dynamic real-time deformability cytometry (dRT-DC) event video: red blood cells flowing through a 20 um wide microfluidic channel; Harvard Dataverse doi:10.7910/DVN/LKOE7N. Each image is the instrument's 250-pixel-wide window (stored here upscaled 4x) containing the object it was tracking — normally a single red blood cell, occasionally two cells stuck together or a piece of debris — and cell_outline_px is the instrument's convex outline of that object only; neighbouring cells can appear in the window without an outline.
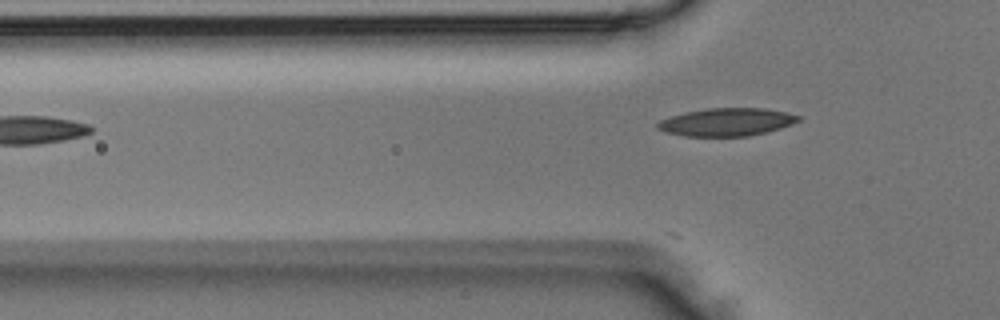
{"species": "Egyptian fruit bat (a non-hibernating species)", "species_latin": "Rousettus aegyptiacus", "temperature_condition": "room temperature", "stored_images_in_passage": 4, "camera_frame_rate_fps": 3000, "um_per_image_px": 0.085, "animal": {"sex": "male"}, "frame": {"image": 1, "passage_image": 4, "time_ms": 1.0, "image_size_px": [1000, 320], "cell_outline_px": [[800, 120], [792, 124], [780, 128], [748, 136], [684, 136], [664, 132], [656, 128], [656, 124], [660, 120], [672, 116], [688, 112], [708, 108], [764, 108], [788, 112], [800, 116]], "centroid_in_image_um": [61.77, 10.37], "position_along_channel_um": 64.0, "area_um2": 22.77}}